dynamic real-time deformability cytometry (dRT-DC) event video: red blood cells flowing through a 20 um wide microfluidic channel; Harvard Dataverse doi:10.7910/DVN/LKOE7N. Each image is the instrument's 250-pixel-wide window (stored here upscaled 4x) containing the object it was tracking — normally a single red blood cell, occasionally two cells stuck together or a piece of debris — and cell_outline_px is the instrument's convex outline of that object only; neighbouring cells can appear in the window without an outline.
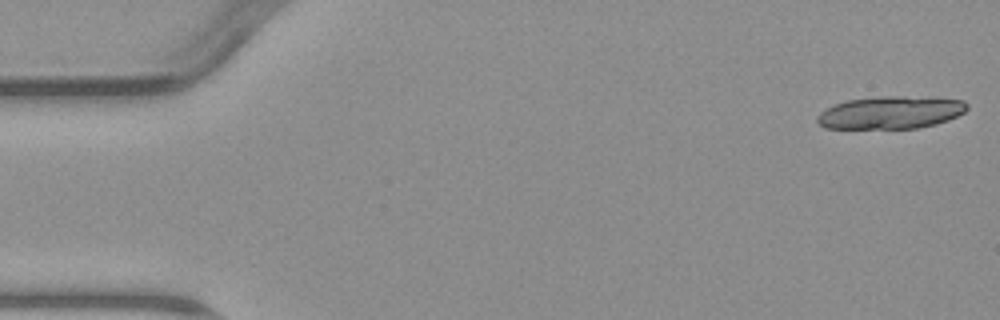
{"species": "common noctule bat (a hibernating species)", "species_latin": "Nyctalus noctula", "temperature_condition": "warm", "stored_images_in_passage": 6, "camera_frame_rate_fps": 3000, "um_per_image_px": 0.085, "animal": {"sex": "male", "body_mass_g": 23.1, "forearm_length_mm": 52.7}, "frame": {"image": 1, "passage_image": 1, "time_ms": 0.0, "image_size_px": [1000, 320], "cell_outline_px": [[968, 108], [964, 112], [948, 120], [936, 124], [916, 128], [824, 128], [816, 120], [816, 116], [820, 112], [836, 104], [848, 100], [880, 96], [904, 96], [964, 100], [968, 104]], "centroid_in_image_um": [75.71, 9.56], "position_along_channel_um": 9.3, "area_um2": 28.26}}